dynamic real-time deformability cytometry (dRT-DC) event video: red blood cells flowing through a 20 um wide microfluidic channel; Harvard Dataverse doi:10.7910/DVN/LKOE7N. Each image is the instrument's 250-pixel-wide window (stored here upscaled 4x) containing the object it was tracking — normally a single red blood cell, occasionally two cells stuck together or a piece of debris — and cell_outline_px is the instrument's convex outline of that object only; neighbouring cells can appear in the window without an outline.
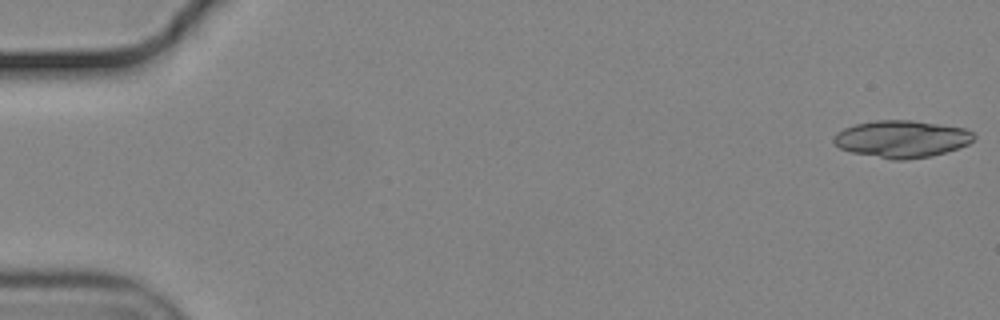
{"species": "common noctule bat (a hibernating species)", "species_latin": "Nyctalus noctula", "temperature_condition": "cold", "stored_images_in_passage": 9, "camera_frame_rate_fps": 3000, "um_per_image_px": 0.085, "animal": {"sex": "male", "body_mass_g": 19.2, "forearm_length_mm": 51.8}, "frame": {"image": 1, "passage_image": 1, "time_ms": 0.0, "image_size_px": [1000, 320], "cell_outline_px": [[976, 136], [968, 144], [960, 148], [928, 156], [904, 160], [892, 160], [852, 152], [840, 148], [832, 140], [836, 132], [844, 128], [856, 124], [876, 120], [912, 120], [964, 128], [972, 132]], "centroid_in_image_um": [76.63, 11.81], "position_along_channel_um": 8.4, "area_um2": 30.17}}